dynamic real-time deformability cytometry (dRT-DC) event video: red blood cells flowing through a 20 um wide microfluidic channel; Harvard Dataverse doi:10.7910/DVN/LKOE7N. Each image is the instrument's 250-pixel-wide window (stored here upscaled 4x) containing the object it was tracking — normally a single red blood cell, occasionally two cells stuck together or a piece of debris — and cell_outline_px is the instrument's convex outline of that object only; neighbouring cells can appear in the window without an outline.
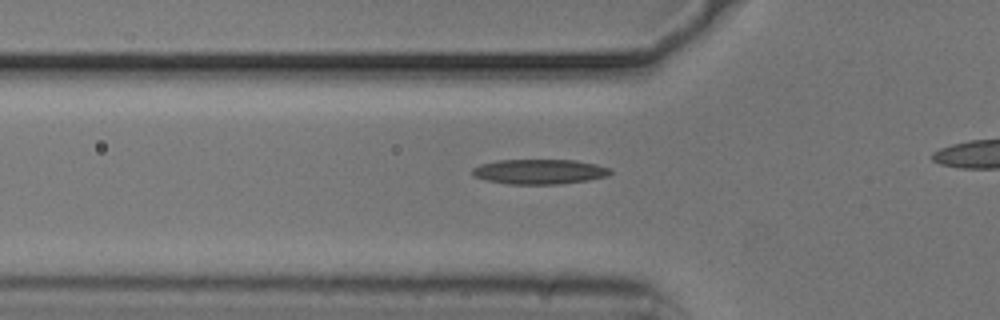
{"species": "common noctule bat (a hibernating species)", "species_latin": "Nyctalus noctula", "temperature_condition": "cold", "stored_images_in_passage": 41, "camera_frame_rate_fps": 3000, "um_per_image_px": 0.085, "animal": {"sex": "male", "body_mass_g": 20.5, "forearm_length_mm": 52.5}, "frame": {"image": 1, "passage_image": 15, "time_ms": 4.667, "image_size_px": [1000, 320], "cell_outline_px": [[612, 172], [608, 176], [588, 180], [560, 184], [508, 184], [484, 180], [472, 176], [472, 168], [480, 164], [500, 160], [576, 160], [596, 164], [612, 168]], "centroid_in_image_um": [45.85, 14.59], "position_along_channel_um": 79.9, "area_um2": 20.23}}
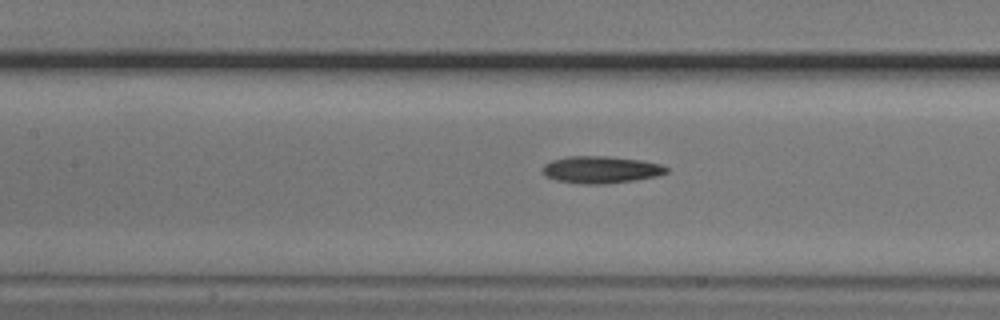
{"frame": {"image": 2, "passage_image": 21, "time_ms": 6.667, "image_size_px": [1000, 320], "cell_outline_px": [[668, 172], [656, 176], [636, 180], [604, 184], [584, 184], [556, 180], [544, 176], [544, 164], [552, 160], [568, 156], [608, 156], [640, 160], [660, 164], [668, 168]], "centroid_in_image_um": [51.08, 14.42], "position_along_channel_um": 156.3, "area_um2": 19.48}}
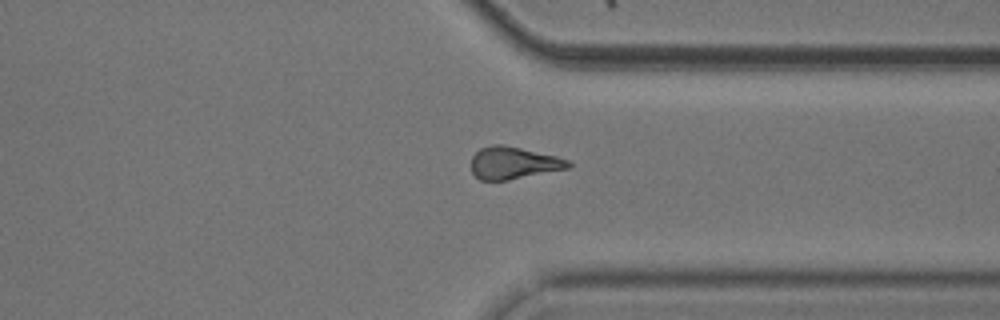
{"frame": {"image": 3, "passage_image": 38, "time_ms": 12.333, "image_size_px": [1000, 320], "cell_outline_px": [[572, 168], [508, 180], [480, 180], [472, 172], [472, 156], [480, 148], [492, 144], [504, 144], [556, 156], [568, 160], [572, 164]], "centroid_in_image_um": [43.67, 13.85], "position_along_channel_um": 367.7, "area_um2": 18.38}}